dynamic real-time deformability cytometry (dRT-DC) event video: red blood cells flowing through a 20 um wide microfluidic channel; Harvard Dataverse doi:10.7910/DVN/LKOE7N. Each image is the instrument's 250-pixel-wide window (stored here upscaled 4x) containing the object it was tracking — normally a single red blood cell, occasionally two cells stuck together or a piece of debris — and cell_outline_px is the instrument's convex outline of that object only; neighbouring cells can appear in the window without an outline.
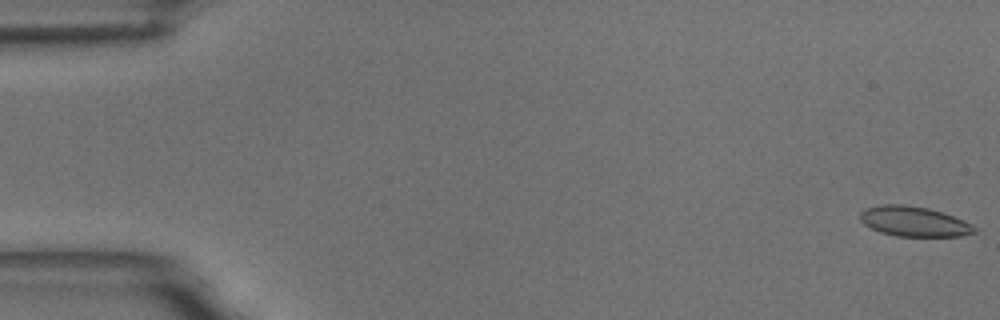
{"species": "common noctule bat (a hibernating species)", "species_latin": "Nyctalus noctula", "temperature_condition": "room temperature", "stored_images_in_passage": 56, "camera_frame_rate_fps": 3000, "um_per_image_px": 0.085, "animal": {"sex": "male", "body_mass_g": 18.8}, "frame": {"image": 1, "passage_image": 1, "time_ms": 0.0, "image_size_px": [1000, 320], "cell_outline_px": [[976, 232], [960, 236], [896, 236], [880, 232], [864, 224], [860, 220], [860, 212], [868, 208], [884, 204], [904, 204], [928, 208], [964, 220], [972, 224], [976, 228]], "centroid_in_image_um": [77.69, 18.83], "position_along_channel_um": 7.3, "area_um2": 19.83}}
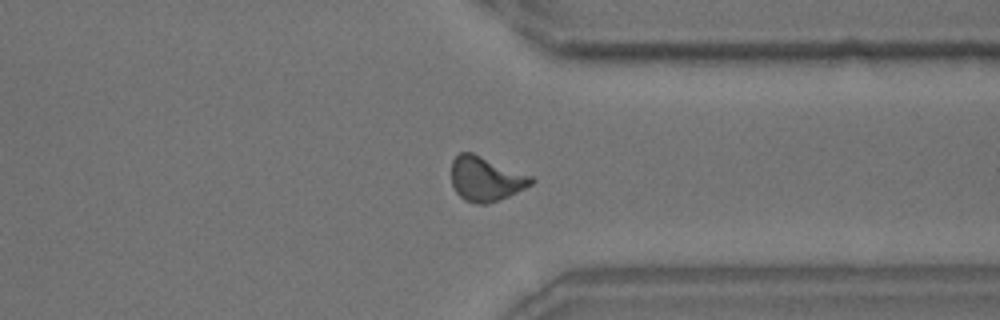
{"frame": {"image": 2, "passage_image": 43, "time_ms": 14.0, "image_size_px": [1000, 320], "cell_outline_px": [[536, 180], [532, 184], [508, 196], [488, 204], [476, 204], [464, 200], [456, 192], [452, 184], [452, 160], [460, 152], [472, 152], [532, 176]], "centroid_in_image_um": [41.28, 15.2], "position_along_channel_um": 370.1, "area_um2": 20.63}}
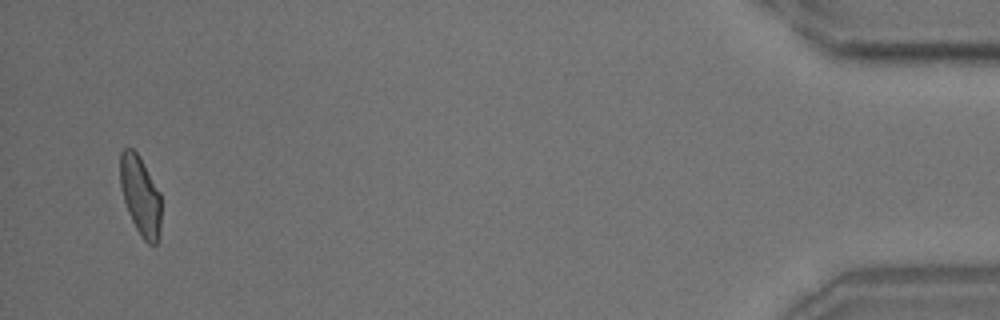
{"frame": {"image": 3, "passage_image": 54, "time_ms": 17.667, "image_size_px": [1000, 320], "cell_outline_px": [[160, 236], [156, 244], [148, 244], [140, 236], [128, 212], [124, 200], [120, 184], [120, 152], [124, 148], [132, 148], [136, 152], [160, 192]], "centroid_in_image_um": [11.93, 16.66], "position_along_channel_um": 423.3, "area_um2": 18.79}, "authors_computed_cell_mechanics": {"area_um2": 19.9699, "velocity_mm_per_s": 3.6473, "shape_relaxation_time_tau1_ms": 6.3317, "shape_relaxation_time_tau2_ms": 1.7599, "deformation_change_tau1": 0.1423, "deformation_change_tau2": 0.0714}}